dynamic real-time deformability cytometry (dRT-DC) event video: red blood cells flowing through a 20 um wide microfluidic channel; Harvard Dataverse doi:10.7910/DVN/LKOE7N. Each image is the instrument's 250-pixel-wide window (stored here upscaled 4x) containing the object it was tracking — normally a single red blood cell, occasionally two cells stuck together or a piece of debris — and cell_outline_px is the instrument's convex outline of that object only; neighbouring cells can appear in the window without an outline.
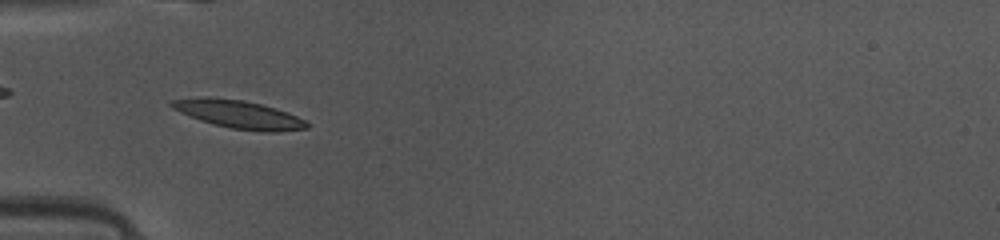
{"species": "common noctule bat (a hibernating species)", "species_latin": "Nyctalus noctula", "temperature_condition": "warm", "stored_images_in_passage": 35, "camera_frame_rate_fps": 3000, "um_per_image_px": 0.085, "animal": {"sex": "female", "body_mass_g": 10.0, "forearm_length_mm": 53.1}, "frame": {"image": 1, "passage_image": 2, "time_ms": 0.333, "image_size_px": [1000, 240], "cell_outline_px": [[308, 128], [276, 132], [264, 132], [232, 128], [200, 120], [180, 112], [172, 108], [168, 104], [168, 100], [208, 96], [244, 100], [276, 108], [288, 112], [308, 120]], "centroid_in_image_um": [20.31, 9.7], "position_along_channel_um": 64.7, "area_um2": 22.25}}
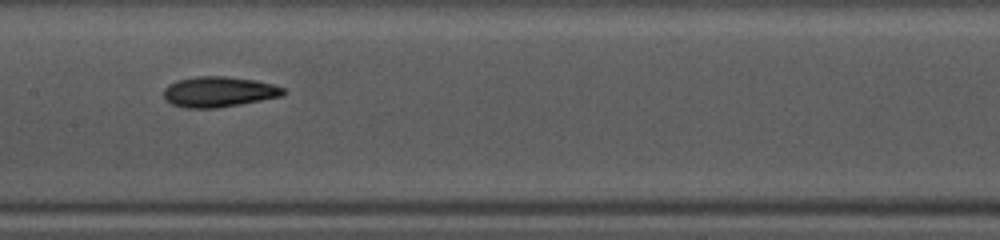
{"frame": {"image": 2, "passage_image": 11, "time_ms": 3.333, "image_size_px": [1000, 240], "cell_outline_px": [[288, 92], [284, 96], [240, 104], [216, 108], [184, 108], [172, 104], [164, 100], [164, 88], [168, 84], [176, 80], [196, 76], [224, 76], [256, 80], [272, 84], [284, 88]], "centroid_in_image_um": [18.6, 7.8], "position_along_channel_um": 188.8, "area_um2": 21.5}}
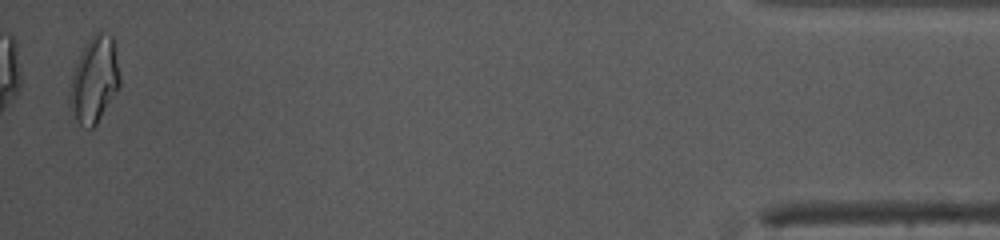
{"frame": {"image": 3, "passage_image": 34, "time_ms": 11.0, "image_size_px": [1000, 240], "cell_outline_px": [[120, 88], [96, 124], [92, 128], [88, 128], [80, 124], [76, 120], [68, 104], [68, 92], [72, 76], [76, 64], [88, 40], [96, 32], [100, 32], [112, 36], [120, 76]], "centroid_in_image_um": [8.01, 6.83], "position_along_channel_um": 427.2, "area_um2": 24.85}, "authors_computed_cell_mechanics": {"area_um2": 20.6924, "velocity_mm_per_s": 4.1524, "shape_relaxation_time_tau1_ms": 5.4338, "shape_relaxation_time_tau2_ms": 5.3241, "deformation_change_tau1": 0.199, "deformation_change_tau2": 0.1186}}